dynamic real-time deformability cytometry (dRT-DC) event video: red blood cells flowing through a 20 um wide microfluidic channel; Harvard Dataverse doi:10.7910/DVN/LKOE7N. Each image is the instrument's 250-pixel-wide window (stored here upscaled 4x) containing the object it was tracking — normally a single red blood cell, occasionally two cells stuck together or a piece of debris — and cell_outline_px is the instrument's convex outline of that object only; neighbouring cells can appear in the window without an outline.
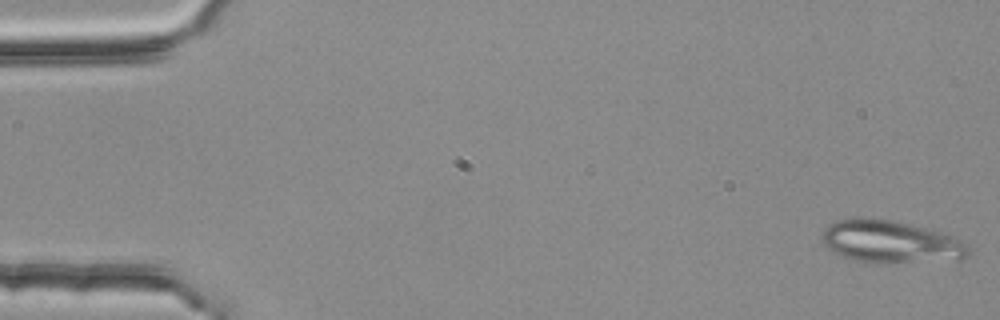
{"species": "common noctule bat (a hibernating species)", "species_latin": "Nyctalus noctula", "temperature_condition": "room temperature", "stored_images_in_passage": 4, "camera_frame_rate_fps": 3000, "um_per_image_px": 0.085, "animal": {"sex": "female", "body_mass_g": 25.1}, "frame": {"image": 1, "passage_image": 1, "time_ms": 0.0, "image_size_px": [1000, 320], "cell_outline_px": [[972, 252], [968, 256], [960, 260], [884, 264], [852, 260], [828, 248], [820, 240], [820, 232], [828, 224], [836, 220], [860, 216], [892, 220], [956, 236], [964, 240], [972, 248]], "centroid_in_image_um": [75.74, 20.56], "position_along_channel_um": 9.3, "area_um2": 37.34}}